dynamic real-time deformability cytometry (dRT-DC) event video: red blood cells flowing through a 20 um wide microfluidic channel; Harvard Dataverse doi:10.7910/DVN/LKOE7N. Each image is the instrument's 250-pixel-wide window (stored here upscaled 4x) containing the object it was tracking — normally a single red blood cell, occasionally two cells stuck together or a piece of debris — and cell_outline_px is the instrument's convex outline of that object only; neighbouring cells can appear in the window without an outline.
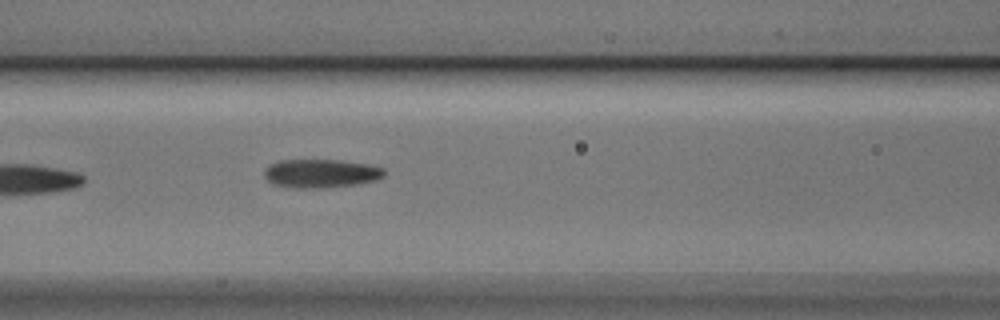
{"species": "Egyptian fruit bat (a non-hibernating species)", "species_latin": "Rousettus aegyptiacus", "temperature_condition": "cold", "stored_images_in_passage": 6, "camera_frame_rate_fps": 3000, "um_per_image_px": 0.085, "animal": {"sex": "male"}, "frame": {"image": 1, "passage_image": 6, "time_ms": 1.667, "image_size_px": [1000, 320], "cell_outline_px": [[384, 176], [376, 180], [356, 184], [320, 188], [292, 188], [272, 184], [264, 176], [264, 168], [268, 164], [280, 160], [340, 160], [368, 164], [384, 168]], "centroid_in_image_um": [27.23, 14.74], "position_along_channel_um": 139.4, "area_um2": 20.11}}